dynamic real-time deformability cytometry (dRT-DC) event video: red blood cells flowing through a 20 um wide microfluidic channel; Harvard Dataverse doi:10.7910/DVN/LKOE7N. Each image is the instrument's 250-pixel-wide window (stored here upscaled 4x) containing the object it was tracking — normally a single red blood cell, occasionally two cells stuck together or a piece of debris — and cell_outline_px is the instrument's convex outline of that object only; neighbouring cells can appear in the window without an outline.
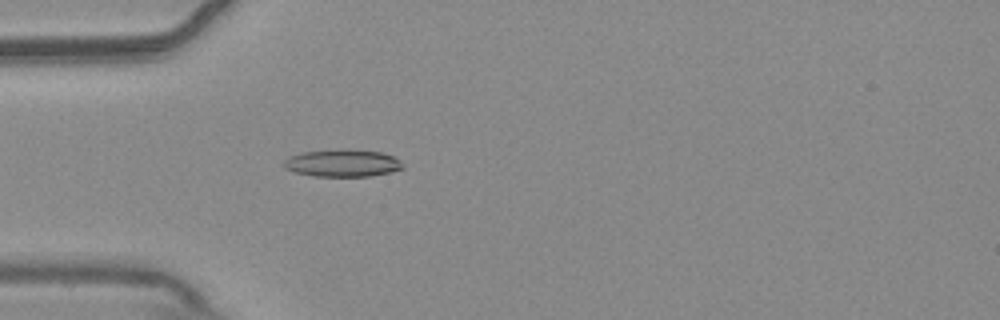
{"species": "common noctule bat (a hibernating species)", "species_latin": "Nyctalus noctula", "temperature_condition": "warm", "stored_images_in_passage": 19, "camera_frame_rate_fps": 3000, "um_per_image_px": 0.085, "animal": {"sex": "male", "body_mass_g": 20.4}, "frame": {"image": 1, "passage_image": 4, "time_ms": 1.0, "image_size_px": [1000, 320], "cell_outline_px": [[404, 168], [392, 172], [372, 176], [312, 176], [296, 172], [284, 168], [284, 160], [288, 156], [304, 152], [380, 152], [392, 156], [400, 160], [404, 164]], "centroid_in_image_um": [29.13, 13.92], "position_along_channel_um": 55.9, "area_um2": 18.03}}
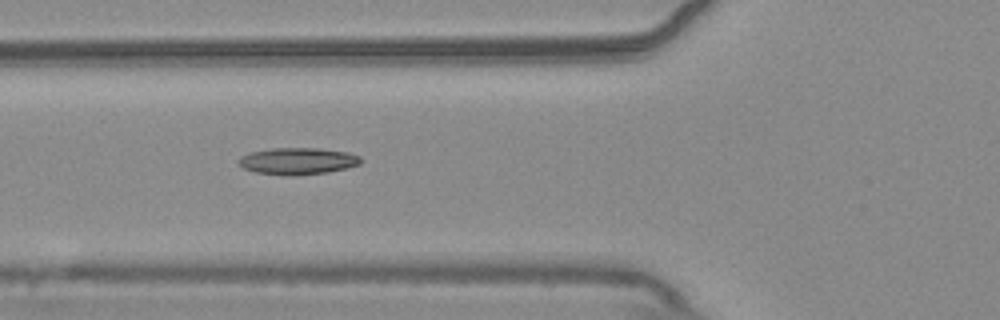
{"frame": {"image": 2, "passage_image": 8, "time_ms": 2.333, "image_size_px": [1000, 320], "cell_outline_px": [[360, 164], [328, 172], [296, 176], [284, 176], [256, 172], [244, 168], [236, 160], [240, 156], [252, 152], [272, 148], [316, 148], [348, 152], [360, 156]], "centroid_in_image_um": [25.28, 13.7], "position_along_channel_um": 100.5, "area_um2": 19.07}}